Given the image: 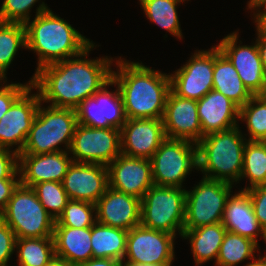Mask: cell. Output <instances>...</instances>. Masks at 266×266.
<instances>
[{
    "mask_svg": "<svg viewBox=\"0 0 266 266\" xmlns=\"http://www.w3.org/2000/svg\"><path fill=\"white\" fill-rule=\"evenodd\" d=\"M94 43L78 56L45 65L31 78L42 103L52 107L75 109L111 80L113 58L89 59ZM87 58V59H86Z\"/></svg>",
    "mask_w": 266,
    "mask_h": 266,
    "instance_id": "1",
    "label": "cell"
},
{
    "mask_svg": "<svg viewBox=\"0 0 266 266\" xmlns=\"http://www.w3.org/2000/svg\"><path fill=\"white\" fill-rule=\"evenodd\" d=\"M116 70L111 79L122 97L127 119H162L170 92L169 73L149 68L139 62L116 58Z\"/></svg>",
    "mask_w": 266,
    "mask_h": 266,
    "instance_id": "2",
    "label": "cell"
},
{
    "mask_svg": "<svg viewBox=\"0 0 266 266\" xmlns=\"http://www.w3.org/2000/svg\"><path fill=\"white\" fill-rule=\"evenodd\" d=\"M35 13L34 19L25 24L26 49L38 56L35 72L45 65L78 56L93 44L44 2H40Z\"/></svg>",
    "mask_w": 266,
    "mask_h": 266,
    "instance_id": "3",
    "label": "cell"
},
{
    "mask_svg": "<svg viewBox=\"0 0 266 266\" xmlns=\"http://www.w3.org/2000/svg\"><path fill=\"white\" fill-rule=\"evenodd\" d=\"M239 128L208 134L197 143V170L203 177L233 185L239 183L248 141Z\"/></svg>",
    "mask_w": 266,
    "mask_h": 266,
    "instance_id": "4",
    "label": "cell"
},
{
    "mask_svg": "<svg viewBox=\"0 0 266 266\" xmlns=\"http://www.w3.org/2000/svg\"><path fill=\"white\" fill-rule=\"evenodd\" d=\"M42 106L40 102L27 141L20 154L69 152L78 124L75 109ZM62 144L65 145L64 150L60 146Z\"/></svg>",
    "mask_w": 266,
    "mask_h": 266,
    "instance_id": "5",
    "label": "cell"
},
{
    "mask_svg": "<svg viewBox=\"0 0 266 266\" xmlns=\"http://www.w3.org/2000/svg\"><path fill=\"white\" fill-rule=\"evenodd\" d=\"M0 218L17 239L53 237L55 218L42 206L31 187L19 184Z\"/></svg>",
    "mask_w": 266,
    "mask_h": 266,
    "instance_id": "6",
    "label": "cell"
},
{
    "mask_svg": "<svg viewBox=\"0 0 266 266\" xmlns=\"http://www.w3.org/2000/svg\"><path fill=\"white\" fill-rule=\"evenodd\" d=\"M185 206V189L153 185L141 199L140 224L172 235L179 234L181 237L184 230Z\"/></svg>",
    "mask_w": 266,
    "mask_h": 266,
    "instance_id": "7",
    "label": "cell"
},
{
    "mask_svg": "<svg viewBox=\"0 0 266 266\" xmlns=\"http://www.w3.org/2000/svg\"><path fill=\"white\" fill-rule=\"evenodd\" d=\"M150 161L154 185L182 188L187 175L198 168L197 144L166 138Z\"/></svg>",
    "mask_w": 266,
    "mask_h": 266,
    "instance_id": "8",
    "label": "cell"
},
{
    "mask_svg": "<svg viewBox=\"0 0 266 266\" xmlns=\"http://www.w3.org/2000/svg\"><path fill=\"white\" fill-rule=\"evenodd\" d=\"M233 184L203 177L193 190H186L184 229L221 223Z\"/></svg>",
    "mask_w": 266,
    "mask_h": 266,
    "instance_id": "9",
    "label": "cell"
},
{
    "mask_svg": "<svg viewBox=\"0 0 266 266\" xmlns=\"http://www.w3.org/2000/svg\"><path fill=\"white\" fill-rule=\"evenodd\" d=\"M175 239L176 235L164 231L149 229L141 224L135 226L128 231L122 264L171 266L175 258Z\"/></svg>",
    "mask_w": 266,
    "mask_h": 266,
    "instance_id": "10",
    "label": "cell"
},
{
    "mask_svg": "<svg viewBox=\"0 0 266 266\" xmlns=\"http://www.w3.org/2000/svg\"><path fill=\"white\" fill-rule=\"evenodd\" d=\"M69 153L74 162L108 166L121 154L120 130L77 124Z\"/></svg>",
    "mask_w": 266,
    "mask_h": 266,
    "instance_id": "11",
    "label": "cell"
},
{
    "mask_svg": "<svg viewBox=\"0 0 266 266\" xmlns=\"http://www.w3.org/2000/svg\"><path fill=\"white\" fill-rule=\"evenodd\" d=\"M215 46L196 50L191 58L170 77V90L179 97L200 100L213 90Z\"/></svg>",
    "mask_w": 266,
    "mask_h": 266,
    "instance_id": "12",
    "label": "cell"
},
{
    "mask_svg": "<svg viewBox=\"0 0 266 266\" xmlns=\"http://www.w3.org/2000/svg\"><path fill=\"white\" fill-rule=\"evenodd\" d=\"M33 89L30 85L1 118L0 148L12 150L17 146L13 150L17 154L22 152L41 102L38 91L33 94Z\"/></svg>",
    "mask_w": 266,
    "mask_h": 266,
    "instance_id": "13",
    "label": "cell"
},
{
    "mask_svg": "<svg viewBox=\"0 0 266 266\" xmlns=\"http://www.w3.org/2000/svg\"><path fill=\"white\" fill-rule=\"evenodd\" d=\"M112 85L114 82L111 79L75 108L78 124L92 128H122L127 118L118 86L112 92L107 89Z\"/></svg>",
    "mask_w": 266,
    "mask_h": 266,
    "instance_id": "14",
    "label": "cell"
},
{
    "mask_svg": "<svg viewBox=\"0 0 266 266\" xmlns=\"http://www.w3.org/2000/svg\"><path fill=\"white\" fill-rule=\"evenodd\" d=\"M165 139L162 119H127L120 129L121 154L150 160Z\"/></svg>",
    "mask_w": 266,
    "mask_h": 266,
    "instance_id": "15",
    "label": "cell"
},
{
    "mask_svg": "<svg viewBox=\"0 0 266 266\" xmlns=\"http://www.w3.org/2000/svg\"><path fill=\"white\" fill-rule=\"evenodd\" d=\"M108 186L142 199L154 185L151 161L120 154L108 166Z\"/></svg>",
    "mask_w": 266,
    "mask_h": 266,
    "instance_id": "16",
    "label": "cell"
},
{
    "mask_svg": "<svg viewBox=\"0 0 266 266\" xmlns=\"http://www.w3.org/2000/svg\"><path fill=\"white\" fill-rule=\"evenodd\" d=\"M239 33L236 31L225 36L216 45L231 61L244 86L252 95H258L263 86L264 68L257 43L237 45Z\"/></svg>",
    "mask_w": 266,
    "mask_h": 266,
    "instance_id": "17",
    "label": "cell"
},
{
    "mask_svg": "<svg viewBox=\"0 0 266 266\" xmlns=\"http://www.w3.org/2000/svg\"><path fill=\"white\" fill-rule=\"evenodd\" d=\"M62 185L70 200L96 204L108 188L107 166L72 161Z\"/></svg>",
    "mask_w": 266,
    "mask_h": 266,
    "instance_id": "18",
    "label": "cell"
},
{
    "mask_svg": "<svg viewBox=\"0 0 266 266\" xmlns=\"http://www.w3.org/2000/svg\"><path fill=\"white\" fill-rule=\"evenodd\" d=\"M162 121L166 138L184 139L196 144L203 138L196 100L179 97L170 90Z\"/></svg>",
    "mask_w": 266,
    "mask_h": 266,
    "instance_id": "19",
    "label": "cell"
},
{
    "mask_svg": "<svg viewBox=\"0 0 266 266\" xmlns=\"http://www.w3.org/2000/svg\"><path fill=\"white\" fill-rule=\"evenodd\" d=\"M97 222L126 231L140 225L141 199L108 186L96 203Z\"/></svg>",
    "mask_w": 266,
    "mask_h": 266,
    "instance_id": "20",
    "label": "cell"
},
{
    "mask_svg": "<svg viewBox=\"0 0 266 266\" xmlns=\"http://www.w3.org/2000/svg\"><path fill=\"white\" fill-rule=\"evenodd\" d=\"M60 151L46 154H18L20 184L26 187L46 181L62 182L69 165L71 154Z\"/></svg>",
    "mask_w": 266,
    "mask_h": 266,
    "instance_id": "21",
    "label": "cell"
},
{
    "mask_svg": "<svg viewBox=\"0 0 266 266\" xmlns=\"http://www.w3.org/2000/svg\"><path fill=\"white\" fill-rule=\"evenodd\" d=\"M197 111L203 137L239 126L240 108L215 90L197 101Z\"/></svg>",
    "mask_w": 266,
    "mask_h": 266,
    "instance_id": "22",
    "label": "cell"
},
{
    "mask_svg": "<svg viewBox=\"0 0 266 266\" xmlns=\"http://www.w3.org/2000/svg\"><path fill=\"white\" fill-rule=\"evenodd\" d=\"M221 223L227 231L250 238L257 244L258 237L261 236L266 243V233L256 219L252 201L245 190L230 194Z\"/></svg>",
    "mask_w": 266,
    "mask_h": 266,
    "instance_id": "23",
    "label": "cell"
},
{
    "mask_svg": "<svg viewBox=\"0 0 266 266\" xmlns=\"http://www.w3.org/2000/svg\"><path fill=\"white\" fill-rule=\"evenodd\" d=\"M55 256L72 264L86 262L93 258L91 227L73 228L55 226L53 231Z\"/></svg>",
    "mask_w": 266,
    "mask_h": 266,
    "instance_id": "24",
    "label": "cell"
},
{
    "mask_svg": "<svg viewBox=\"0 0 266 266\" xmlns=\"http://www.w3.org/2000/svg\"><path fill=\"white\" fill-rule=\"evenodd\" d=\"M213 90L222 93L239 108L253 96L244 86L231 61L217 46H215Z\"/></svg>",
    "mask_w": 266,
    "mask_h": 266,
    "instance_id": "25",
    "label": "cell"
},
{
    "mask_svg": "<svg viewBox=\"0 0 266 266\" xmlns=\"http://www.w3.org/2000/svg\"><path fill=\"white\" fill-rule=\"evenodd\" d=\"M227 230L222 223L184 229L182 238L188 239L197 266L215 260Z\"/></svg>",
    "mask_w": 266,
    "mask_h": 266,
    "instance_id": "26",
    "label": "cell"
},
{
    "mask_svg": "<svg viewBox=\"0 0 266 266\" xmlns=\"http://www.w3.org/2000/svg\"><path fill=\"white\" fill-rule=\"evenodd\" d=\"M128 231L96 221L91 227L93 258H111L123 262Z\"/></svg>",
    "mask_w": 266,
    "mask_h": 266,
    "instance_id": "27",
    "label": "cell"
},
{
    "mask_svg": "<svg viewBox=\"0 0 266 266\" xmlns=\"http://www.w3.org/2000/svg\"><path fill=\"white\" fill-rule=\"evenodd\" d=\"M258 245L250 238L227 231L220 246L215 265L237 266L247 259L257 262L255 251L259 253L260 247Z\"/></svg>",
    "mask_w": 266,
    "mask_h": 266,
    "instance_id": "28",
    "label": "cell"
},
{
    "mask_svg": "<svg viewBox=\"0 0 266 266\" xmlns=\"http://www.w3.org/2000/svg\"><path fill=\"white\" fill-rule=\"evenodd\" d=\"M146 17L171 35L182 39L177 8L185 0H139Z\"/></svg>",
    "mask_w": 266,
    "mask_h": 266,
    "instance_id": "29",
    "label": "cell"
},
{
    "mask_svg": "<svg viewBox=\"0 0 266 266\" xmlns=\"http://www.w3.org/2000/svg\"><path fill=\"white\" fill-rule=\"evenodd\" d=\"M27 47L26 27L22 23L0 21V78L6 80V73L20 48Z\"/></svg>",
    "mask_w": 266,
    "mask_h": 266,
    "instance_id": "30",
    "label": "cell"
},
{
    "mask_svg": "<svg viewBox=\"0 0 266 266\" xmlns=\"http://www.w3.org/2000/svg\"><path fill=\"white\" fill-rule=\"evenodd\" d=\"M19 266H46L55 256L53 237L16 239Z\"/></svg>",
    "mask_w": 266,
    "mask_h": 266,
    "instance_id": "31",
    "label": "cell"
},
{
    "mask_svg": "<svg viewBox=\"0 0 266 266\" xmlns=\"http://www.w3.org/2000/svg\"><path fill=\"white\" fill-rule=\"evenodd\" d=\"M244 178H247L250 186L241 190L266 185V150L260 141H247L245 144L240 181Z\"/></svg>",
    "mask_w": 266,
    "mask_h": 266,
    "instance_id": "32",
    "label": "cell"
},
{
    "mask_svg": "<svg viewBox=\"0 0 266 266\" xmlns=\"http://www.w3.org/2000/svg\"><path fill=\"white\" fill-rule=\"evenodd\" d=\"M239 120L246 122L248 141L266 139V99L253 95L240 108Z\"/></svg>",
    "mask_w": 266,
    "mask_h": 266,
    "instance_id": "33",
    "label": "cell"
},
{
    "mask_svg": "<svg viewBox=\"0 0 266 266\" xmlns=\"http://www.w3.org/2000/svg\"><path fill=\"white\" fill-rule=\"evenodd\" d=\"M97 221L96 204L87 201L69 200L55 226L73 228L92 227Z\"/></svg>",
    "mask_w": 266,
    "mask_h": 266,
    "instance_id": "34",
    "label": "cell"
},
{
    "mask_svg": "<svg viewBox=\"0 0 266 266\" xmlns=\"http://www.w3.org/2000/svg\"><path fill=\"white\" fill-rule=\"evenodd\" d=\"M31 188L35 191L42 206L55 220L60 216L70 200L62 182L46 181L37 183Z\"/></svg>",
    "mask_w": 266,
    "mask_h": 266,
    "instance_id": "35",
    "label": "cell"
},
{
    "mask_svg": "<svg viewBox=\"0 0 266 266\" xmlns=\"http://www.w3.org/2000/svg\"><path fill=\"white\" fill-rule=\"evenodd\" d=\"M39 0H4L0 7V21L26 24L30 20L31 8Z\"/></svg>",
    "mask_w": 266,
    "mask_h": 266,
    "instance_id": "36",
    "label": "cell"
},
{
    "mask_svg": "<svg viewBox=\"0 0 266 266\" xmlns=\"http://www.w3.org/2000/svg\"><path fill=\"white\" fill-rule=\"evenodd\" d=\"M3 83V85H2ZM31 85V80L28 83H7L6 80L0 81V120L8 111L12 103Z\"/></svg>",
    "mask_w": 266,
    "mask_h": 266,
    "instance_id": "37",
    "label": "cell"
},
{
    "mask_svg": "<svg viewBox=\"0 0 266 266\" xmlns=\"http://www.w3.org/2000/svg\"><path fill=\"white\" fill-rule=\"evenodd\" d=\"M252 201V206L259 225L266 233V185H259L245 190Z\"/></svg>",
    "mask_w": 266,
    "mask_h": 266,
    "instance_id": "38",
    "label": "cell"
},
{
    "mask_svg": "<svg viewBox=\"0 0 266 266\" xmlns=\"http://www.w3.org/2000/svg\"><path fill=\"white\" fill-rule=\"evenodd\" d=\"M16 239L14 231L0 218V266H8Z\"/></svg>",
    "mask_w": 266,
    "mask_h": 266,
    "instance_id": "39",
    "label": "cell"
},
{
    "mask_svg": "<svg viewBox=\"0 0 266 266\" xmlns=\"http://www.w3.org/2000/svg\"><path fill=\"white\" fill-rule=\"evenodd\" d=\"M0 179H20L18 154L14 150L0 148Z\"/></svg>",
    "mask_w": 266,
    "mask_h": 266,
    "instance_id": "40",
    "label": "cell"
},
{
    "mask_svg": "<svg viewBox=\"0 0 266 266\" xmlns=\"http://www.w3.org/2000/svg\"><path fill=\"white\" fill-rule=\"evenodd\" d=\"M20 184V179H0V214L7 207L13 191Z\"/></svg>",
    "mask_w": 266,
    "mask_h": 266,
    "instance_id": "41",
    "label": "cell"
},
{
    "mask_svg": "<svg viewBox=\"0 0 266 266\" xmlns=\"http://www.w3.org/2000/svg\"><path fill=\"white\" fill-rule=\"evenodd\" d=\"M256 23L257 38L256 43L259 49L261 62L264 70H266V25L258 18L253 17Z\"/></svg>",
    "mask_w": 266,
    "mask_h": 266,
    "instance_id": "42",
    "label": "cell"
},
{
    "mask_svg": "<svg viewBox=\"0 0 266 266\" xmlns=\"http://www.w3.org/2000/svg\"><path fill=\"white\" fill-rule=\"evenodd\" d=\"M76 266H122V262L111 258H91L90 260L79 263Z\"/></svg>",
    "mask_w": 266,
    "mask_h": 266,
    "instance_id": "43",
    "label": "cell"
},
{
    "mask_svg": "<svg viewBox=\"0 0 266 266\" xmlns=\"http://www.w3.org/2000/svg\"><path fill=\"white\" fill-rule=\"evenodd\" d=\"M247 7L251 11H255H252L254 15L253 17H258L262 13V11L266 9V0H249Z\"/></svg>",
    "mask_w": 266,
    "mask_h": 266,
    "instance_id": "44",
    "label": "cell"
},
{
    "mask_svg": "<svg viewBox=\"0 0 266 266\" xmlns=\"http://www.w3.org/2000/svg\"><path fill=\"white\" fill-rule=\"evenodd\" d=\"M46 266H76L69 261L60 257L54 256Z\"/></svg>",
    "mask_w": 266,
    "mask_h": 266,
    "instance_id": "45",
    "label": "cell"
},
{
    "mask_svg": "<svg viewBox=\"0 0 266 266\" xmlns=\"http://www.w3.org/2000/svg\"><path fill=\"white\" fill-rule=\"evenodd\" d=\"M258 96L266 99V70L264 71L263 86Z\"/></svg>",
    "mask_w": 266,
    "mask_h": 266,
    "instance_id": "46",
    "label": "cell"
},
{
    "mask_svg": "<svg viewBox=\"0 0 266 266\" xmlns=\"http://www.w3.org/2000/svg\"><path fill=\"white\" fill-rule=\"evenodd\" d=\"M261 266H266V254L263 256L259 255L258 261H257Z\"/></svg>",
    "mask_w": 266,
    "mask_h": 266,
    "instance_id": "47",
    "label": "cell"
},
{
    "mask_svg": "<svg viewBox=\"0 0 266 266\" xmlns=\"http://www.w3.org/2000/svg\"><path fill=\"white\" fill-rule=\"evenodd\" d=\"M122 266H160V265L122 264Z\"/></svg>",
    "mask_w": 266,
    "mask_h": 266,
    "instance_id": "48",
    "label": "cell"
},
{
    "mask_svg": "<svg viewBox=\"0 0 266 266\" xmlns=\"http://www.w3.org/2000/svg\"><path fill=\"white\" fill-rule=\"evenodd\" d=\"M244 266H261L258 262H249V263H247L246 265H244Z\"/></svg>",
    "mask_w": 266,
    "mask_h": 266,
    "instance_id": "49",
    "label": "cell"
},
{
    "mask_svg": "<svg viewBox=\"0 0 266 266\" xmlns=\"http://www.w3.org/2000/svg\"><path fill=\"white\" fill-rule=\"evenodd\" d=\"M258 17H266V9Z\"/></svg>",
    "mask_w": 266,
    "mask_h": 266,
    "instance_id": "50",
    "label": "cell"
},
{
    "mask_svg": "<svg viewBox=\"0 0 266 266\" xmlns=\"http://www.w3.org/2000/svg\"><path fill=\"white\" fill-rule=\"evenodd\" d=\"M266 25V17H258Z\"/></svg>",
    "mask_w": 266,
    "mask_h": 266,
    "instance_id": "51",
    "label": "cell"
},
{
    "mask_svg": "<svg viewBox=\"0 0 266 266\" xmlns=\"http://www.w3.org/2000/svg\"><path fill=\"white\" fill-rule=\"evenodd\" d=\"M260 142L264 145L265 150H266V139H264V140H262V141H260Z\"/></svg>",
    "mask_w": 266,
    "mask_h": 266,
    "instance_id": "52",
    "label": "cell"
}]
</instances>
